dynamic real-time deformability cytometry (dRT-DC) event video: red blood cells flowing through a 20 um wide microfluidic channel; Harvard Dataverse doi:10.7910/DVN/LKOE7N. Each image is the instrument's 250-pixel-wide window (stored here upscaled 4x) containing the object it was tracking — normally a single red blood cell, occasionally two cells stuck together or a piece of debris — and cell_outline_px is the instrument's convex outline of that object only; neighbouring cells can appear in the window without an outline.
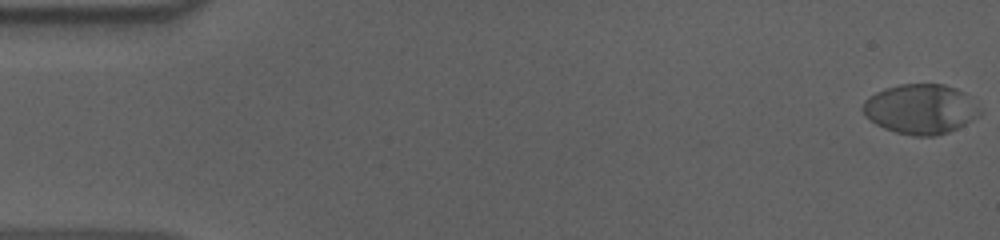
{"species": "human", "species_latin": "Homo sapiens", "temperature_condition": "cold", "stored_images_in_passage": 57, "camera_frame_rate_fps": 3000, "um_per_image_px": 0.085, "donor": {"sex": "male"}, "frame": {"image": 1, "passage_image": 1, "time_ms": 0.0, "image_size_px": [1000, 240], "cell_outline_px": [[984, 112], [980, 116], [948, 132], [936, 136], [912, 136], [896, 132], [884, 128], [876, 124], [864, 116], [860, 108], [864, 100], [868, 96], [884, 88], [900, 84], [944, 84], [956, 88], [964, 92]], "centroid_in_image_um": [78.23, 9.27], "position_along_channel_um": 6.8, "area_um2": 34.33}}
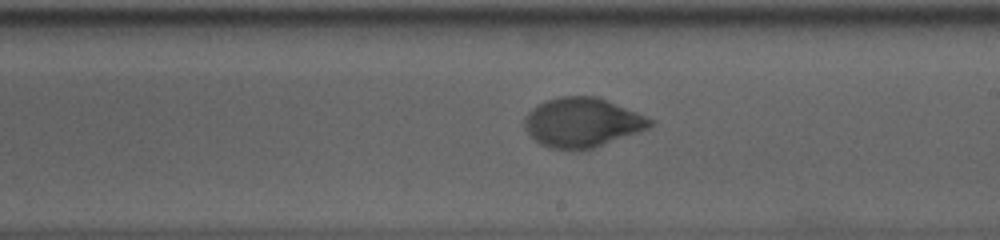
{"frame": {"image": 2, "passage_image": 33, "time_ms": 10.667, "image_size_px": [1000, 240], "cell_outline_px": [[656, 124], [648, 128], [592, 148], [580, 152], [548, 148], [540, 144], [524, 128], [524, 116], [532, 108], [544, 100], [560, 96], [596, 96], [608, 100], [656, 120]], "centroid_in_image_um": [49.47, 10.41], "position_along_channel_um": 239.5, "area_um2": 36.53}}
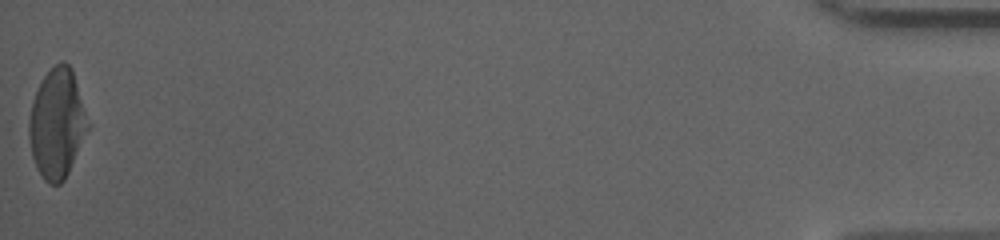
{"frame": {"image": 3, "passage_image": 57, "time_ms": 18.667, "image_size_px": [1000, 240], "cell_outline_px": [[92, 124], [64, 180], [60, 184], [48, 184], [44, 180], [36, 168], [32, 156], [28, 136], [28, 120], [32, 100], [44, 76], [60, 60], [64, 60], [72, 68]], "centroid_in_image_um": [4.87, 10.49], "position_along_channel_um": 430.3, "area_um2": 38.21}, "authors_computed_cell_mechanics": {"area_um2": 36.3562, "velocity_mm_per_s": 3.6225, "shape_relaxation_time_tau1_ms": 4.9224, "shape_relaxation_time_tau2_ms": 0.9947, "deformation_change_tau1": 0.1873, "deformation_change_tau2": 0.0389}}